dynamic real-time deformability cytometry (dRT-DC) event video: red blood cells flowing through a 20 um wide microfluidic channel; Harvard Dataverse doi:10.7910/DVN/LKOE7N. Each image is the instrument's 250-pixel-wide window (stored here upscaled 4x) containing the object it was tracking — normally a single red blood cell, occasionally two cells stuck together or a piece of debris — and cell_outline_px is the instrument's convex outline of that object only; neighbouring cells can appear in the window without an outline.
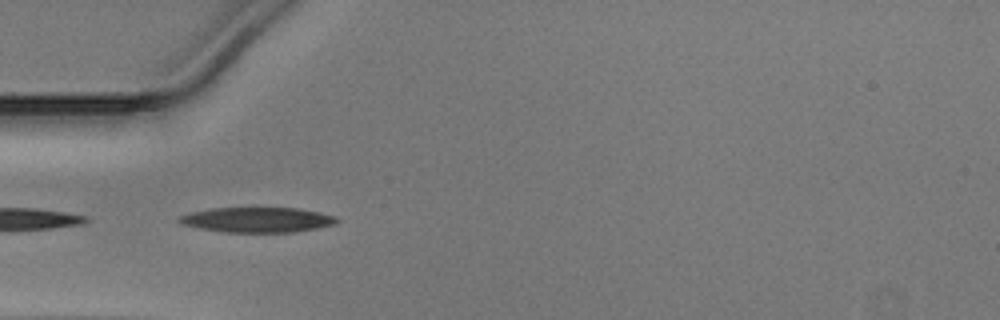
{"species": "Egyptian fruit bat (a non-hibernating species)", "species_latin": "Rousettus aegyptiacus", "temperature_condition": "warm", "stored_images_in_passage": 7, "camera_frame_rate_fps": 3000, "um_per_image_px": 0.085, "animal": {"sex": "male"}, "frame": {"image": 1, "passage_image": 2, "time_ms": 0.333, "image_size_px": [1000, 320], "cell_outline_px": [[340, 220], [336, 224], [316, 228], [292, 232], [224, 232], [200, 228], [180, 224], [176, 220], [180, 216], [192, 212], [208, 208], [296, 208], [320, 212], [336, 216]], "centroid_in_image_um": [21.87, 18.68], "position_along_channel_um": 63.1, "area_um2": 23.06}}